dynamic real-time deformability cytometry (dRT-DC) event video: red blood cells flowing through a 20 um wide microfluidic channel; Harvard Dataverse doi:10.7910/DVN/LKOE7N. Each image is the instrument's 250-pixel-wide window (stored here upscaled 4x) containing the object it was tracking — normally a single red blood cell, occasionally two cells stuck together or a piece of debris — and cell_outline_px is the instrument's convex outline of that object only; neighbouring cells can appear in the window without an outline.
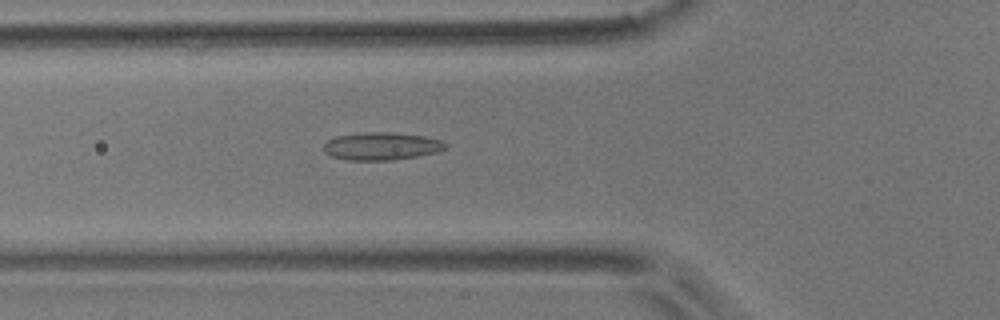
{"species": "common noctule bat (a hibernating species)", "species_latin": "Nyctalus noctula", "temperature_condition": "room temperature", "stored_images_in_passage": 47, "camera_frame_rate_fps": 3000, "um_per_image_px": 0.085, "animal": {"sex": "male", "body_mass_g": 17.9}, "frame": {"image": 1, "passage_image": 17, "time_ms": 5.333, "image_size_px": [1000, 320], "cell_outline_px": [[448, 148], [436, 152], [416, 156], [392, 160], [348, 160], [332, 156], [324, 152], [324, 144], [328, 140], [336, 136], [360, 132], [384, 132], [424, 136], [440, 140], [448, 144]], "centroid_in_image_um": [32.42, 12.42], "position_along_channel_um": 93.4, "area_um2": 19.59}}
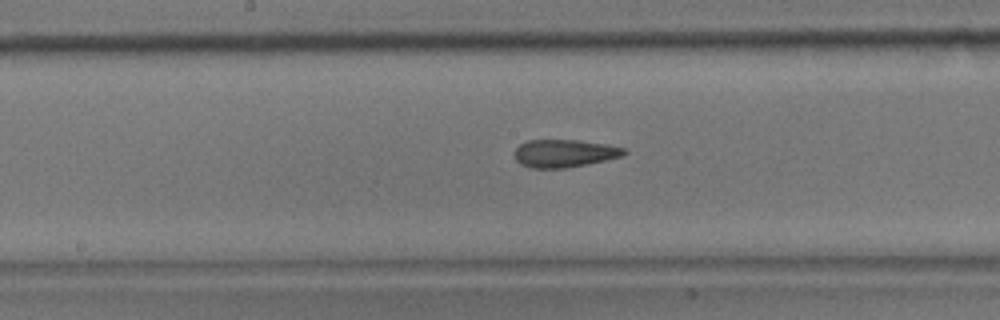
{"frame": {"image": 2, "passage_image": 25, "time_ms": 8.0, "image_size_px": [1000, 320], "cell_outline_px": [[628, 152], [624, 156], [588, 164], [568, 168], [532, 168], [520, 164], [516, 160], [516, 148], [520, 144], [528, 140], [580, 140], [604, 144], [624, 148]], "centroid_in_image_um": [48.0, 13.04], "position_along_channel_um": 200.2, "area_um2": 17.74}}
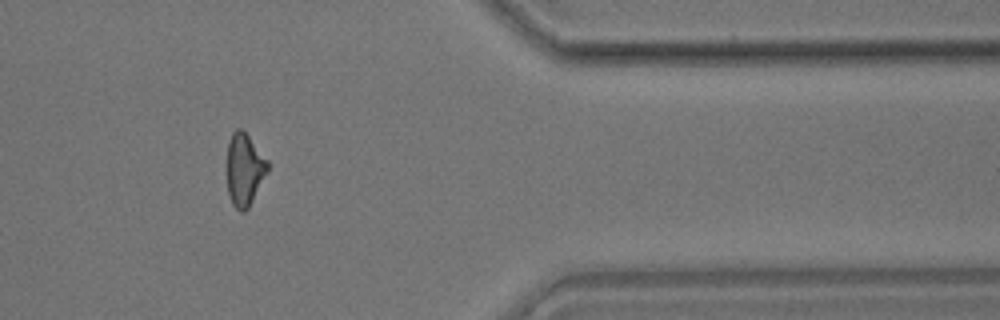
{"frame": {"image": 3, "passage_image": 41, "time_ms": 13.333, "image_size_px": [1000, 320], "cell_outline_px": [[268, 172], [248, 208], [244, 212], [240, 212], [232, 204], [228, 192], [224, 172], [228, 140], [232, 132], [236, 128], [240, 128], [248, 136], [268, 160]], "centroid_in_image_um": [20.72, 14.41], "position_along_channel_um": 390.7, "area_um2": 17.74}}